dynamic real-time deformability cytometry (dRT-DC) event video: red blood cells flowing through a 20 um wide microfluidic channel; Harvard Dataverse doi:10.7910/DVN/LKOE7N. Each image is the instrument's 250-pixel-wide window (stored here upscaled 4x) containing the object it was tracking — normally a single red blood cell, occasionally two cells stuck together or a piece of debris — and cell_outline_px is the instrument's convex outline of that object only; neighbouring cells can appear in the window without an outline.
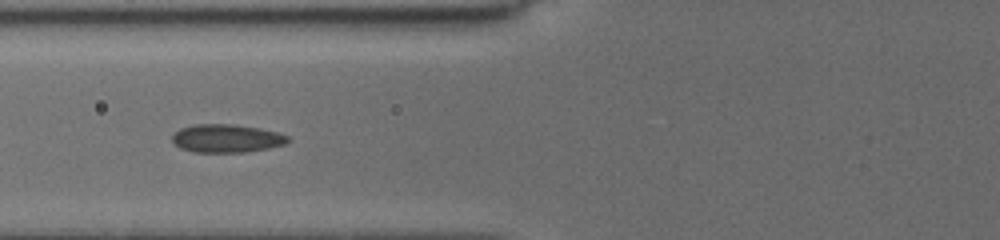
{"species": "common noctule bat (a hibernating species)", "species_latin": "Nyctalus noctula", "temperature_condition": "cold", "stored_images_in_passage": 10, "camera_frame_rate_fps": 3000, "um_per_image_px": 0.085, "animal": {"sex": "female", "body_mass_g": 19.5, "forearm_length_mm": 54.1}, "frame": {"image": 1, "passage_image": 9, "time_ms": 1.333, "image_size_px": [1000, 240], "cell_outline_px": [[292, 140], [284, 144], [268, 148], [244, 152], [196, 152], [180, 148], [172, 140], [172, 136], [180, 128], [192, 124], [236, 124], [260, 128], [276, 132], [288, 136]], "centroid_in_image_um": [19.27, 11.75], "position_along_channel_um": 106.5, "area_um2": 19.02}}